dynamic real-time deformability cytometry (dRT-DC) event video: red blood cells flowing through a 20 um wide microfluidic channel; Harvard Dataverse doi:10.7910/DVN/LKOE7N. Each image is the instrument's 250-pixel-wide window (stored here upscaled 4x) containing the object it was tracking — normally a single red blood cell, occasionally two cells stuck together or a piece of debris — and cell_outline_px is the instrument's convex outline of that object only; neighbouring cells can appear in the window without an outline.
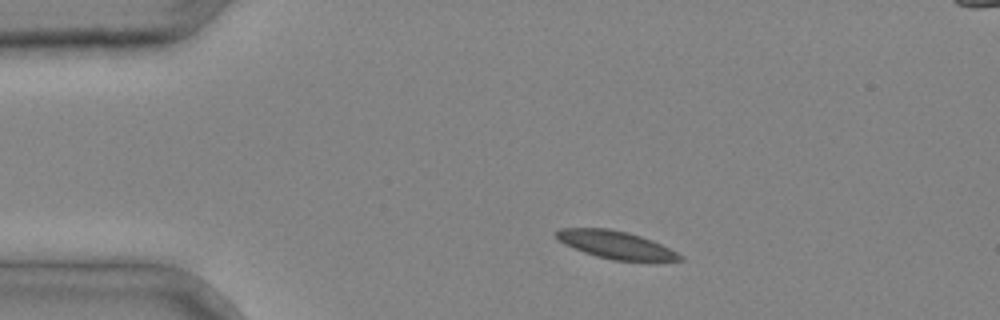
{"species": "common noctule bat (a hibernating species)", "species_latin": "Nyctalus noctula", "temperature_condition": "cold", "stored_images_in_passage": 3, "camera_frame_rate_fps": 3000, "um_per_image_px": 0.085, "animal": {"sex": "male", "body_mass_g": 20.4}, "frame": {"image": 1, "passage_image": 1, "time_ms": 0.0, "image_size_px": [1000, 320], "cell_outline_px": [[684, 260], [612, 260], [596, 256], [584, 252], [564, 244], [556, 236], [556, 232], [560, 228], [608, 228], [628, 232], [652, 240], [684, 256]], "centroid_in_image_um": [52.32, 20.8], "position_along_channel_um": 32.7, "area_um2": 19.59}}